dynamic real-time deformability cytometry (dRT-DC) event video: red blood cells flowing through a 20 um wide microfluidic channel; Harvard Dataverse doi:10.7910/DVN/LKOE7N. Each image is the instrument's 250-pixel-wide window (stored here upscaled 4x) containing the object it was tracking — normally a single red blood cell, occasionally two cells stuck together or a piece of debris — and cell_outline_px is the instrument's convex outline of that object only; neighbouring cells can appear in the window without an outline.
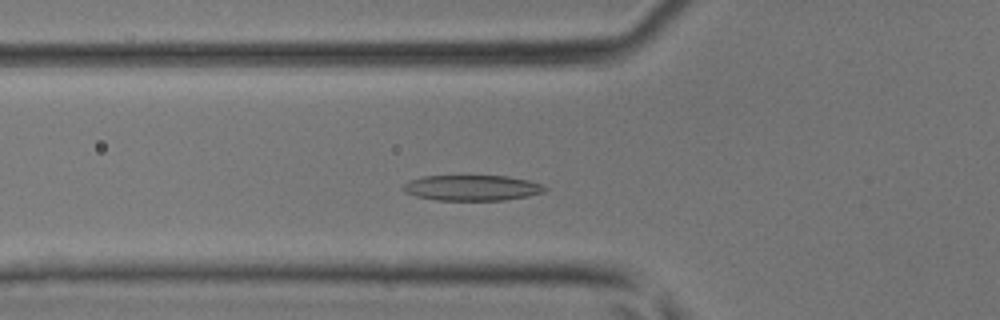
{"species": "common noctule bat (a hibernating species)", "species_latin": "Nyctalus noctula", "temperature_condition": "room temperature", "stored_images_in_passage": 40, "camera_frame_rate_fps": 3000, "um_per_image_px": 0.085, "animal": {"sex": "male", "body_mass_g": 17.9, "forearm_length_mm": 54.2}, "frame": {"image": 1, "passage_image": 11, "time_ms": 3.333, "image_size_px": [1000, 320], "cell_outline_px": [[548, 188], [544, 192], [528, 196], [504, 200], [436, 200], [416, 196], [404, 192], [400, 188], [408, 180], [420, 176], [508, 176], [528, 180], [540, 184]], "centroid_in_image_um": [40.08, 15.96], "position_along_channel_um": 85.7, "area_um2": 21.21}}
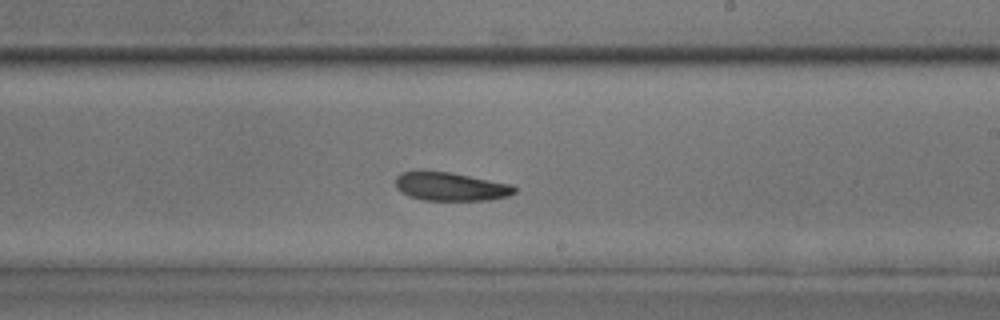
{"frame": {"image": 2, "passage_image": 22, "time_ms": 7.0, "image_size_px": [1000, 320], "cell_outline_px": [[516, 192], [508, 196], [488, 200], [424, 200], [408, 196], [400, 192], [396, 188], [396, 176], [400, 172], [416, 168], [452, 172], [512, 184], [516, 188]], "centroid_in_image_um": [38.23, 15.82], "position_along_channel_um": 250.8, "area_um2": 20.46}}
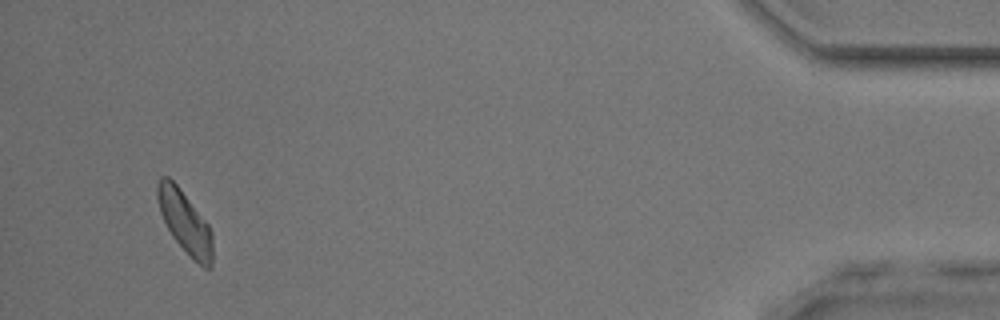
{"frame": {"image": 3, "passage_image": 38, "time_ms": 12.333, "image_size_px": [1000, 320], "cell_outline_px": [[212, 264], [208, 268], [204, 268], [172, 236], [160, 212], [156, 196], [156, 184], [160, 176], [168, 176], [176, 184], [208, 224], [212, 232]], "centroid_in_image_um": [15.69, 18.82], "position_along_channel_um": 419.5, "area_um2": 19.48}}